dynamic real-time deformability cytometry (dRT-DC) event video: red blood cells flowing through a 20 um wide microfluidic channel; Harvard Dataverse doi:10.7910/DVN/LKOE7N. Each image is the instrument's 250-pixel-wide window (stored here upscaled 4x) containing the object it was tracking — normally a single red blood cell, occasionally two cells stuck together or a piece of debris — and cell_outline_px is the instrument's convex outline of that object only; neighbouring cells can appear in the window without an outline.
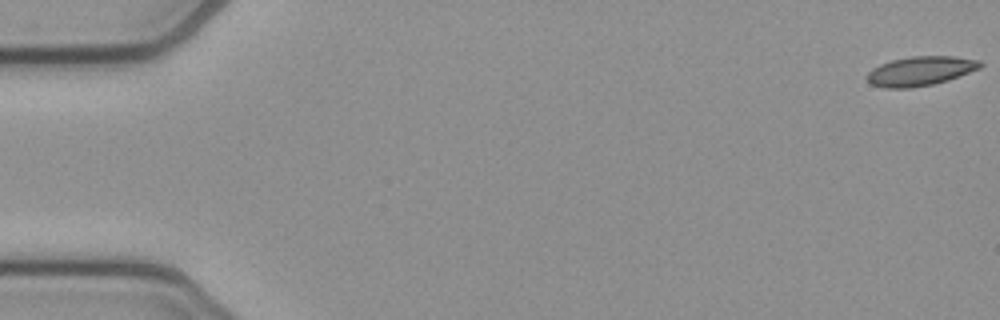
{"species": "common noctule bat (a hibernating species)", "species_latin": "Nyctalus noctula", "temperature_condition": "cold", "stored_images_in_passage": 9, "camera_frame_rate_fps": 3000, "um_per_image_px": 0.085, "animal": {"sex": "female", "body_mass_g": 21.9}, "frame": {"image": 1, "passage_image": 1, "time_ms": 0.0, "image_size_px": [1000, 320], "cell_outline_px": [[984, 64], [980, 68], [960, 76], [948, 80], [932, 84], [912, 88], [884, 88], [872, 84], [864, 76], [872, 68], [880, 64], [892, 60], [912, 56], [952, 56], [980, 60]], "centroid_in_image_um": [78.23, 6.04], "position_along_channel_um": 6.8, "area_um2": 19.42}}